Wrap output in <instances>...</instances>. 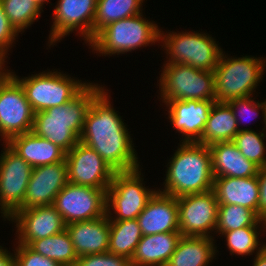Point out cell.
I'll return each instance as SVG.
<instances>
[{
  "label": "cell",
  "instance_id": "cell-1",
  "mask_svg": "<svg viewBox=\"0 0 266 266\" xmlns=\"http://www.w3.org/2000/svg\"><path fill=\"white\" fill-rule=\"evenodd\" d=\"M108 89L93 101L84 121L80 141L95 150L116 172L140 166L133 139L110 103Z\"/></svg>",
  "mask_w": 266,
  "mask_h": 266
},
{
  "label": "cell",
  "instance_id": "cell-2",
  "mask_svg": "<svg viewBox=\"0 0 266 266\" xmlns=\"http://www.w3.org/2000/svg\"><path fill=\"white\" fill-rule=\"evenodd\" d=\"M99 85L89 82L67 103L35 113L32 132L68 153L80 141L92 101L105 89Z\"/></svg>",
  "mask_w": 266,
  "mask_h": 266
},
{
  "label": "cell",
  "instance_id": "cell-3",
  "mask_svg": "<svg viewBox=\"0 0 266 266\" xmlns=\"http://www.w3.org/2000/svg\"><path fill=\"white\" fill-rule=\"evenodd\" d=\"M180 143L166 165L164 189L158 191L178 198L212 190L214 176L209 147L197 142Z\"/></svg>",
  "mask_w": 266,
  "mask_h": 266
},
{
  "label": "cell",
  "instance_id": "cell-4",
  "mask_svg": "<svg viewBox=\"0 0 266 266\" xmlns=\"http://www.w3.org/2000/svg\"><path fill=\"white\" fill-rule=\"evenodd\" d=\"M155 21L143 18V13L112 22L103 27L88 43L102 56L125 54L138 48L160 43V31ZM151 43V44H150Z\"/></svg>",
  "mask_w": 266,
  "mask_h": 266
},
{
  "label": "cell",
  "instance_id": "cell-5",
  "mask_svg": "<svg viewBox=\"0 0 266 266\" xmlns=\"http://www.w3.org/2000/svg\"><path fill=\"white\" fill-rule=\"evenodd\" d=\"M263 57H228L222 51L214 72L215 101L228 102L235 98L253 96L266 67Z\"/></svg>",
  "mask_w": 266,
  "mask_h": 266
},
{
  "label": "cell",
  "instance_id": "cell-6",
  "mask_svg": "<svg viewBox=\"0 0 266 266\" xmlns=\"http://www.w3.org/2000/svg\"><path fill=\"white\" fill-rule=\"evenodd\" d=\"M161 48L166 51L165 63L192 66L205 71H213L223 51L215 39L204 32H166L160 31ZM163 43V45H162Z\"/></svg>",
  "mask_w": 266,
  "mask_h": 266
},
{
  "label": "cell",
  "instance_id": "cell-7",
  "mask_svg": "<svg viewBox=\"0 0 266 266\" xmlns=\"http://www.w3.org/2000/svg\"><path fill=\"white\" fill-rule=\"evenodd\" d=\"M159 81L160 99L215 101L214 72L185 64L165 63Z\"/></svg>",
  "mask_w": 266,
  "mask_h": 266
},
{
  "label": "cell",
  "instance_id": "cell-8",
  "mask_svg": "<svg viewBox=\"0 0 266 266\" xmlns=\"http://www.w3.org/2000/svg\"><path fill=\"white\" fill-rule=\"evenodd\" d=\"M31 75L20 78L12 72V76L23 87L34 113L67 103L88 84L57 70Z\"/></svg>",
  "mask_w": 266,
  "mask_h": 266
},
{
  "label": "cell",
  "instance_id": "cell-9",
  "mask_svg": "<svg viewBox=\"0 0 266 266\" xmlns=\"http://www.w3.org/2000/svg\"><path fill=\"white\" fill-rule=\"evenodd\" d=\"M142 177L140 167L130 171L115 172L107 188L106 210L109 221L137 219L148 200L157 191L146 188Z\"/></svg>",
  "mask_w": 266,
  "mask_h": 266
},
{
  "label": "cell",
  "instance_id": "cell-10",
  "mask_svg": "<svg viewBox=\"0 0 266 266\" xmlns=\"http://www.w3.org/2000/svg\"><path fill=\"white\" fill-rule=\"evenodd\" d=\"M53 206L66 225L103 217L107 214V189L67 183L56 195Z\"/></svg>",
  "mask_w": 266,
  "mask_h": 266
},
{
  "label": "cell",
  "instance_id": "cell-11",
  "mask_svg": "<svg viewBox=\"0 0 266 266\" xmlns=\"http://www.w3.org/2000/svg\"><path fill=\"white\" fill-rule=\"evenodd\" d=\"M3 150L0 154V213L6 221L23 204L33 167L6 143Z\"/></svg>",
  "mask_w": 266,
  "mask_h": 266
},
{
  "label": "cell",
  "instance_id": "cell-12",
  "mask_svg": "<svg viewBox=\"0 0 266 266\" xmlns=\"http://www.w3.org/2000/svg\"><path fill=\"white\" fill-rule=\"evenodd\" d=\"M96 5L97 0H58L48 38L49 48L74 31L89 43L94 38Z\"/></svg>",
  "mask_w": 266,
  "mask_h": 266
},
{
  "label": "cell",
  "instance_id": "cell-13",
  "mask_svg": "<svg viewBox=\"0 0 266 266\" xmlns=\"http://www.w3.org/2000/svg\"><path fill=\"white\" fill-rule=\"evenodd\" d=\"M177 203L182 236L214 237L211 234L216 230L219 203L213 189L180 196Z\"/></svg>",
  "mask_w": 266,
  "mask_h": 266
},
{
  "label": "cell",
  "instance_id": "cell-14",
  "mask_svg": "<svg viewBox=\"0 0 266 266\" xmlns=\"http://www.w3.org/2000/svg\"><path fill=\"white\" fill-rule=\"evenodd\" d=\"M34 111L21 84L12 76L0 89V136L3 144L32 131Z\"/></svg>",
  "mask_w": 266,
  "mask_h": 266
},
{
  "label": "cell",
  "instance_id": "cell-15",
  "mask_svg": "<svg viewBox=\"0 0 266 266\" xmlns=\"http://www.w3.org/2000/svg\"><path fill=\"white\" fill-rule=\"evenodd\" d=\"M68 183L107 189L115 170L91 147L79 141L65 155Z\"/></svg>",
  "mask_w": 266,
  "mask_h": 266
},
{
  "label": "cell",
  "instance_id": "cell-16",
  "mask_svg": "<svg viewBox=\"0 0 266 266\" xmlns=\"http://www.w3.org/2000/svg\"><path fill=\"white\" fill-rule=\"evenodd\" d=\"M7 220L16 224V244L29 245L33 240L53 236L66 229L62 216L53 205L16 210Z\"/></svg>",
  "mask_w": 266,
  "mask_h": 266
},
{
  "label": "cell",
  "instance_id": "cell-17",
  "mask_svg": "<svg viewBox=\"0 0 266 266\" xmlns=\"http://www.w3.org/2000/svg\"><path fill=\"white\" fill-rule=\"evenodd\" d=\"M67 183L66 159L33 168L23 204L17 210L53 205L56 195Z\"/></svg>",
  "mask_w": 266,
  "mask_h": 266
},
{
  "label": "cell",
  "instance_id": "cell-18",
  "mask_svg": "<svg viewBox=\"0 0 266 266\" xmlns=\"http://www.w3.org/2000/svg\"><path fill=\"white\" fill-rule=\"evenodd\" d=\"M215 101L172 100L166 104L171 126L181 135L182 142H198L201 139L210 110ZM184 137V138H183Z\"/></svg>",
  "mask_w": 266,
  "mask_h": 266
},
{
  "label": "cell",
  "instance_id": "cell-19",
  "mask_svg": "<svg viewBox=\"0 0 266 266\" xmlns=\"http://www.w3.org/2000/svg\"><path fill=\"white\" fill-rule=\"evenodd\" d=\"M144 235L179 232L177 198L157 191L137 217Z\"/></svg>",
  "mask_w": 266,
  "mask_h": 266
},
{
  "label": "cell",
  "instance_id": "cell-20",
  "mask_svg": "<svg viewBox=\"0 0 266 266\" xmlns=\"http://www.w3.org/2000/svg\"><path fill=\"white\" fill-rule=\"evenodd\" d=\"M66 230L78 257L108 252L110 228L107 214L93 220L72 222L66 225Z\"/></svg>",
  "mask_w": 266,
  "mask_h": 266
},
{
  "label": "cell",
  "instance_id": "cell-21",
  "mask_svg": "<svg viewBox=\"0 0 266 266\" xmlns=\"http://www.w3.org/2000/svg\"><path fill=\"white\" fill-rule=\"evenodd\" d=\"M213 190L219 205H240L253 210L259 216L258 175L246 178H214Z\"/></svg>",
  "mask_w": 266,
  "mask_h": 266
},
{
  "label": "cell",
  "instance_id": "cell-22",
  "mask_svg": "<svg viewBox=\"0 0 266 266\" xmlns=\"http://www.w3.org/2000/svg\"><path fill=\"white\" fill-rule=\"evenodd\" d=\"M209 147L214 178L257 176L259 167L246 159L233 141L217 142Z\"/></svg>",
  "mask_w": 266,
  "mask_h": 266
},
{
  "label": "cell",
  "instance_id": "cell-23",
  "mask_svg": "<svg viewBox=\"0 0 266 266\" xmlns=\"http://www.w3.org/2000/svg\"><path fill=\"white\" fill-rule=\"evenodd\" d=\"M6 144L33 168L58 163L66 155L56 144L32 131L14 136Z\"/></svg>",
  "mask_w": 266,
  "mask_h": 266
},
{
  "label": "cell",
  "instance_id": "cell-24",
  "mask_svg": "<svg viewBox=\"0 0 266 266\" xmlns=\"http://www.w3.org/2000/svg\"><path fill=\"white\" fill-rule=\"evenodd\" d=\"M181 237L180 232L144 235L131 258V266H166Z\"/></svg>",
  "mask_w": 266,
  "mask_h": 266
},
{
  "label": "cell",
  "instance_id": "cell-25",
  "mask_svg": "<svg viewBox=\"0 0 266 266\" xmlns=\"http://www.w3.org/2000/svg\"><path fill=\"white\" fill-rule=\"evenodd\" d=\"M213 237L182 236L166 266H208L216 257Z\"/></svg>",
  "mask_w": 266,
  "mask_h": 266
},
{
  "label": "cell",
  "instance_id": "cell-26",
  "mask_svg": "<svg viewBox=\"0 0 266 266\" xmlns=\"http://www.w3.org/2000/svg\"><path fill=\"white\" fill-rule=\"evenodd\" d=\"M238 132L237 120L230 105L215 101L197 143L210 146L217 142L233 141Z\"/></svg>",
  "mask_w": 266,
  "mask_h": 266
},
{
  "label": "cell",
  "instance_id": "cell-27",
  "mask_svg": "<svg viewBox=\"0 0 266 266\" xmlns=\"http://www.w3.org/2000/svg\"><path fill=\"white\" fill-rule=\"evenodd\" d=\"M109 228L108 252L131 260L137 244L143 237L138 220L109 221Z\"/></svg>",
  "mask_w": 266,
  "mask_h": 266
},
{
  "label": "cell",
  "instance_id": "cell-28",
  "mask_svg": "<svg viewBox=\"0 0 266 266\" xmlns=\"http://www.w3.org/2000/svg\"><path fill=\"white\" fill-rule=\"evenodd\" d=\"M28 246L61 266H74L78 259L66 229L59 234L33 240Z\"/></svg>",
  "mask_w": 266,
  "mask_h": 266
},
{
  "label": "cell",
  "instance_id": "cell-29",
  "mask_svg": "<svg viewBox=\"0 0 266 266\" xmlns=\"http://www.w3.org/2000/svg\"><path fill=\"white\" fill-rule=\"evenodd\" d=\"M145 0H97L94 36L106 25L141 14Z\"/></svg>",
  "mask_w": 266,
  "mask_h": 266
},
{
  "label": "cell",
  "instance_id": "cell-30",
  "mask_svg": "<svg viewBox=\"0 0 266 266\" xmlns=\"http://www.w3.org/2000/svg\"><path fill=\"white\" fill-rule=\"evenodd\" d=\"M243 227H264V221L253 210L240 205H219L215 234Z\"/></svg>",
  "mask_w": 266,
  "mask_h": 266
},
{
  "label": "cell",
  "instance_id": "cell-31",
  "mask_svg": "<svg viewBox=\"0 0 266 266\" xmlns=\"http://www.w3.org/2000/svg\"><path fill=\"white\" fill-rule=\"evenodd\" d=\"M262 228V229H261ZM265 227H243L240 229L222 232L220 237H225L227 248L231 255L250 256L255 251L258 254L265 246L259 240L260 231L265 232ZM259 230V231H258ZM263 244V245H262Z\"/></svg>",
  "mask_w": 266,
  "mask_h": 266
},
{
  "label": "cell",
  "instance_id": "cell-32",
  "mask_svg": "<svg viewBox=\"0 0 266 266\" xmlns=\"http://www.w3.org/2000/svg\"><path fill=\"white\" fill-rule=\"evenodd\" d=\"M0 3L10 25L17 33L24 32V29L31 27L41 17L43 11L32 0H1Z\"/></svg>",
  "mask_w": 266,
  "mask_h": 266
},
{
  "label": "cell",
  "instance_id": "cell-33",
  "mask_svg": "<svg viewBox=\"0 0 266 266\" xmlns=\"http://www.w3.org/2000/svg\"><path fill=\"white\" fill-rule=\"evenodd\" d=\"M240 130L234 137L233 142L242 155L256 164L259 168L266 165V131Z\"/></svg>",
  "mask_w": 266,
  "mask_h": 266
},
{
  "label": "cell",
  "instance_id": "cell-34",
  "mask_svg": "<svg viewBox=\"0 0 266 266\" xmlns=\"http://www.w3.org/2000/svg\"><path fill=\"white\" fill-rule=\"evenodd\" d=\"M233 113H234V117L237 120V126L239 131L240 130H251V128H239L240 127V123L243 122V120L245 119L246 115L249 117H252V119L257 118L259 115V111L262 112V120L264 122V107H263V103L253 100L252 96H246V97H239V98H235L233 100H230L227 102Z\"/></svg>",
  "mask_w": 266,
  "mask_h": 266
},
{
  "label": "cell",
  "instance_id": "cell-35",
  "mask_svg": "<svg viewBox=\"0 0 266 266\" xmlns=\"http://www.w3.org/2000/svg\"><path fill=\"white\" fill-rule=\"evenodd\" d=\"M13 252L15 266H61L58 262L35 252L28 245L18 244Z\"/></svg>",
  "mask_w": 266,
  "mask_h": 266
},
{
  "label": "cell",
  "instance_id": "cell-36",
  "mask_svg": "<svg viewBox=\"0 0 266 266\" xmlns=\"http://www.w3.org/2000/svg\"><path fill=\"white\" fill-rule=\"evenodd\" d=\"M74 266H131V260L109 252L79 256Z\"/></svg>",
  "mask_w": 266,
  "mask_h": 266
},
{
  "label": "cell",
  "instance_id": "cell-37",
  "mask_svg": "<svg viewBox=\"0 0 266 266\" xmlns=\"http://www.w3.org/2000/svg\"><path fill=\"white\" fill-rule=\"evenodd\" d=\"M18 35L15 29L10 25L4 8L0 3V62H7L5 60L9 55L8 50L12 48Z\"/></svg>",
  "mask_w": 266,
  "mask_h": 266
},
{
  "label": "cell",
  "instance_id": "cell-38",
  "mask_svg": "<svg viewBox=\"0 0 266 266\" xmlns=\"http://www.w3.org/2000/svg\"><path fill=\"white\" fill-rule=\"evenodd\" d=\"M259 180V217L263 219L266 216V165L259 168L258 173Z\"/></svg>",
  "mask_w": 266,
  "mask_h": 266
},
{
  "label": "cell",
  "instance_id": "cell-39",
  "mask_svg": "<svg viewBox=\"0 0 266 266\" xmlns=\"http://www.w3.org/2000/svg\"><path fill=\"white\" fill-rule=\"evenodd\" d=\"M0 266H15L14 254L0 246Z\"/></svg>",
  "mask_w": 266,
  "mask_h": 266
},
{
  "label": "cell",
  "instance_id": "cell-40",
  "mask_svg": "<svg viewBox=\"0 0 266 266\" xmlns=\"http://www.w3.org/2000/svg\"><path fill=\"white\" fill-rule=\"evenodd\" d=\"M6 62H0V89L12 77V71L5 68Z\"/></svg>",
  "mask_w": 266,
  "mask_h": 266
},
{
  "label": "cell",
  "instance_id": "cell-41",
  "mask_svg": "<svg viewBox=\"0 0 266 266\" xmlns=\"http://www.w3.org/2000/svg\"><path fill=\"white\" fill-rule=\"evenodd\" d=\"M252 266H266V246L255 255Z\"/></svg>",
  "mask_w": 266,
  "mask_h": 266
},
{
  "label": "cell",
  "instance_id": "cell-42",
  "mask_svg": "<svg viewBox=\"0 0 266 266\" xmlns=\"http://www.w3.org/2000/svg\"><path fill=\"white\" fill-rule=\"evenodd\" d=\"M37 6H39L41 9H43V5L45 3H49V0H32Z\"/></svg>",
  "mask_w": 266,
  "mask_h": 266
},
{
  "label": "cell",
  "instance_id": "cell-43",
  "mask_svg": "<svg viewBox=\"0 0 266 266\" xmlns=\"http://www.w3.org/2000/svg\"><path fill=\"white\" fill-rule=\"evenodd\" d=\"M264 107V127L262 128L264 131H266V99L262 102Z\"/></svg>",
  "mask_w": 266,
  "mask_h": 266
},
{
  "label": "cell",
  "instance_id": "cell-44",
  "mask_svg": "<svg viewBox=\"0 0 266 266\" xmlns=\"http://www.w3.org/2000/svg\"><path fill=\"white\" fill-rule=\"evenodd\" d=\"M263 221H264V227H265V230H266V216L263 218Z\"/></svg>",
  "mask_w": 266,
  "mask_h": 266
}]
</instances>
